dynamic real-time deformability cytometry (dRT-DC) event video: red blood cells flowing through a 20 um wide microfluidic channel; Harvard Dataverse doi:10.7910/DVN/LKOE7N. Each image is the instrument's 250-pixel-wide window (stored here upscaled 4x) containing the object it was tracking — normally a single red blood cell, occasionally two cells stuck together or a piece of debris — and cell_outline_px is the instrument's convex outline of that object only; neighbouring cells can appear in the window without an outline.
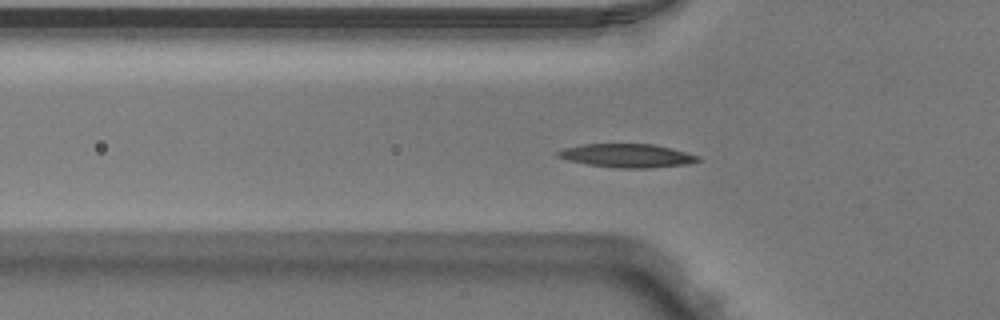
{"species": "Egyptian fruit bat (a non-hibernating species)", "species_latin": "Rousettus aegyptiacus", "temperature_condition": "warm", "stored_images_in_passage": 53, "camera_frame_rate_fps": 3000, "um_per_image_px": 0.085, "animal": {"sex": "male"}, "frame": {"image": 1, "passage_image": 18, "time_ms": 5.667, "image_size_px": [1000, 320], "cell_outline_px": [[700, 160], [688, 164], [652, 168], [616, 168], [588, 164], [568, 160], [556, 156], [556, 152], [564, 148], [584, 144], [652, 144], [672, 148], [700, 156]], "centroid_in_image_um": [53.32, 13.23], "position_along_channel_um": 72.5, "area_um2": 19.25}}
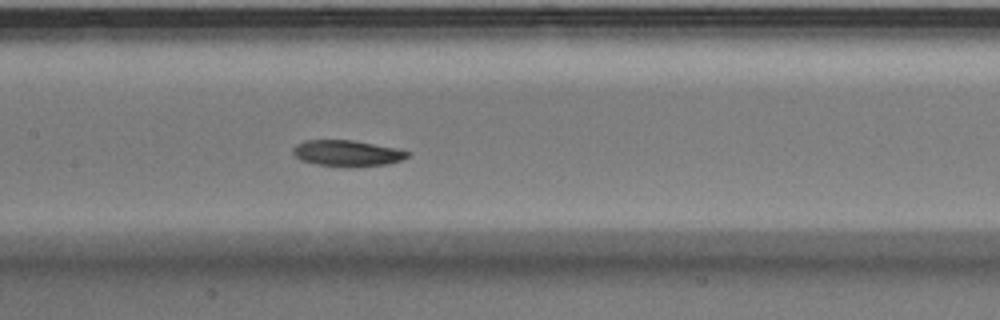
{"frame": {"image": 2, "passage_image": 26, "time_ms": 8.333, "image_size_px": [1000, 320], "cell_outline_px": [[412, 152], [404, 160], [388, 164], [356, 168], [352, 168], [316, 164], [300, 160], [292, 152], [292, 148], [296, 144], [304, 140], [352, 140]], "centroid_in_image_um": [29.5, 13.05], "position_along_channel_um": 177.9, "area_um2": 17.63}}
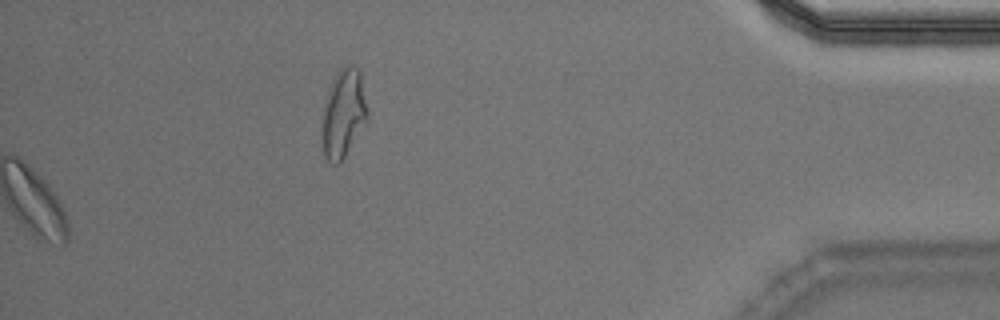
{"frame": {"image": 3, "passage_image": 53, "time_ms": 17.333, "image_size_px": [1000, 320], "cell_outline_px": [[368, 120], [340, 164], [332, 164], [324, 156], [324, 108], [328, 88], [332, 80], [340, 68], [344, 64], [352, 64], [360, 72], [368, 112]], "centroid_in_image_um": [29.23, 9.62], "position_along_channel_um": 406.0, "area_um2": 23.06}, "authors_computed_cell_mechanics": {"area_um2": 17.7446, "velocity_mm_per_s": 3.9217, "shape_relaxation_time_tau1_ms": 4.0687, "shape_relaxation_time_tau2_ms": 10.5117, "deformation_change_tau1": 0.1389, "deformation_change_tau2": 0.1839}}